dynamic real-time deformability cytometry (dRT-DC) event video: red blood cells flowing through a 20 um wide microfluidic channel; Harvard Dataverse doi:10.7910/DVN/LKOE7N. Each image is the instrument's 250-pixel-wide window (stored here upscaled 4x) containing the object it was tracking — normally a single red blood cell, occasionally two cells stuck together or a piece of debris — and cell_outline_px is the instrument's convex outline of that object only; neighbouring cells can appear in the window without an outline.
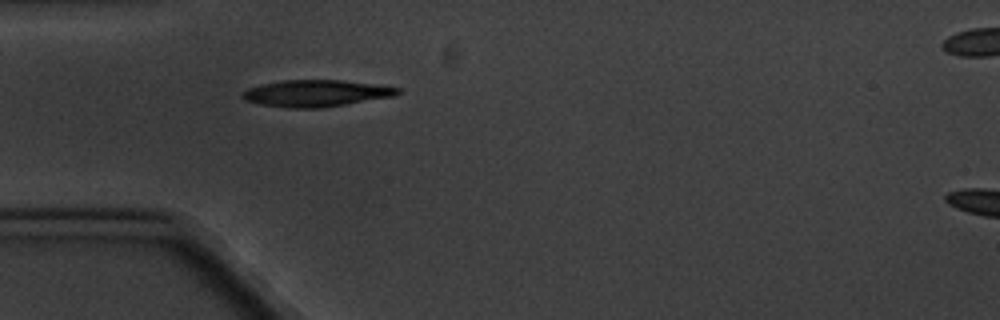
{"species": "common noctule bat (a hibernating species)", "species_latin": "Nyctalus noctula", "temperature_condition": "cold", "stored_images_in_passage": 1, "camera_frame_rate_fps": 3000, "um_per_image_px": 0.085, "animal": {"sex": "male", "body_mass_g": 20.1, "forearm_length_mm": 53.5}, "frame": {"image": 1, "passage_image": 1, "time_ms": 0.0, "image_size_px": [1000, 320], "cell_outline_px": [[400, 92], [392, 96], [320, 108], [288, 108], [260, 104], [244, 100], [240, 96], [240, 92], [248, 88], [260, 84], [280, 80], [340, 80], [372, 84], [400, 88]], "centroid_in_image_um": [26.75, 7.92], "position_along_channel_um": 58.3, "area_um2": 23.99}}